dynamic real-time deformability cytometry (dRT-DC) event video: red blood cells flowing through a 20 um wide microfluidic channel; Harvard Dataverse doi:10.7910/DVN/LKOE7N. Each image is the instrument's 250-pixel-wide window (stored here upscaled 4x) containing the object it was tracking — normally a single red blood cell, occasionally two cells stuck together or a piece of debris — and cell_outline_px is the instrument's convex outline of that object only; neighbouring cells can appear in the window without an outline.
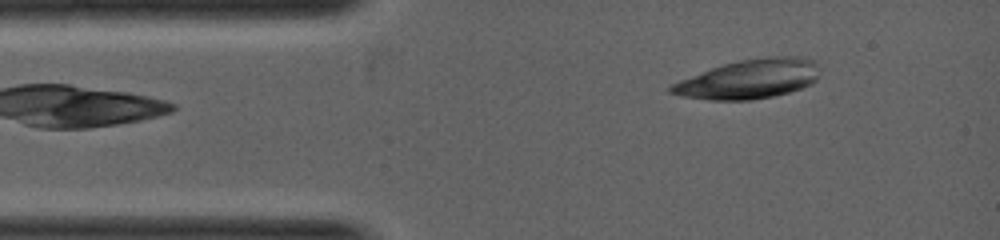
{"species": "common noctule bat (a hibernating species)", "species_latin": "Nyctalus noctula", "temperature_condition": "warm", "stored_images_in_passage": 1, "camera_frame_rate_fps": 5000, "um_per_image_px": 0.085, "animal": {"sex": "female", "body_mass_g": 19.0, "forearm_length_mm": 53.3}, "frame": {"image": 1, "passage_image": 1, "time_ms": 0.0, "image_size_px": [1000, 240], "cell_outline_px": [[820, 68], [816, 80], [812, 84], [788, 92], [772, 96], [752, 100], [708, 100], [680, 96], [668, 92], [668, 84], [712, 68], [724, 64], [740, 60], [768, 56], [800, 56], [812, 60], [820, 64]], "centroid_in_image_um": [63.67, 6.72], "position_along_channel_um": 21.3, "area_um2": 34.22}}